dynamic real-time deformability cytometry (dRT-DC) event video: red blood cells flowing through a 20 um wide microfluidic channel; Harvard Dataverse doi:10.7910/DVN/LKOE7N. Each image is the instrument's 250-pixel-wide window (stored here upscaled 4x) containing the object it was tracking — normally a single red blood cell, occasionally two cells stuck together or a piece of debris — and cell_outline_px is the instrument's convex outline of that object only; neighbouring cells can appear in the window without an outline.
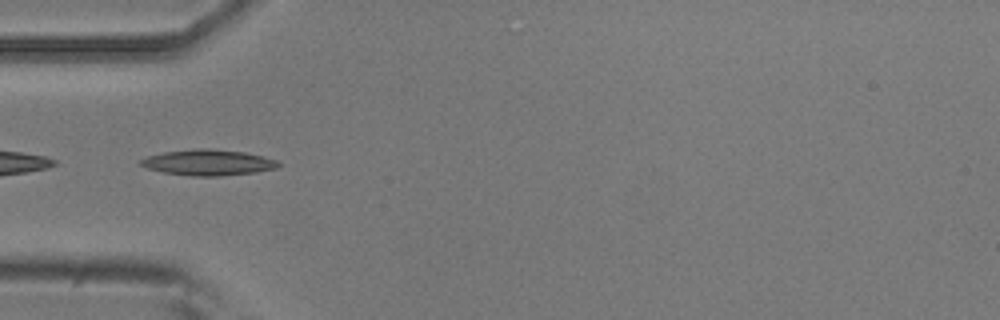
{"species": "common noctule bat (a hibernating species)", "species_latin": "Nyctalus noctula", "temperature_condition": "room temperature", "stored_images_in_passage": 41, "camera_frame_rate_fps": 3000, "um_per_image_px": 0.085, "animal": {"sex": "male", "body_mass_g": 20.5, "forearm_length_mm": 52.5}, "frame": {"image": 1, "passage_image": 4, "time_ms": 1.0, "image_size_px": [1000, 320], "cell_outline_px": [[280, 164], [276, 168], [256, 172], [220, 176], [192, 176], [164, 172], [148, 168], [140, 164], [140, 160], [148, 156], [164, 152], [196, 148], [208, 148], [244, 152], [264, 156], [276, 160]], "centroid_in_image_um": [17.71, 13.81], "position_along_channel_um": 67.3, "area_um2": 20.58}}
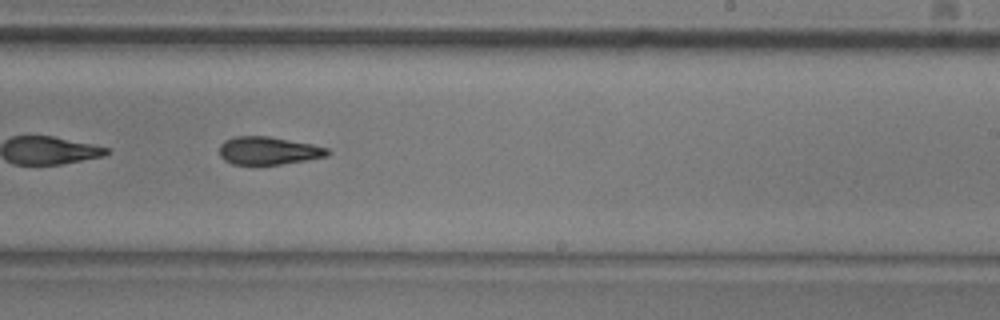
{"frame": {"image": 2, "passage_image": 20, "time_ms": 6.333, "image_size_px": [1000, 320], "cell_outline_px": [[332, 152], [328, 156], [280, 164], [232, 164], [224, 160], [220, 156], [220, 144], [224, 140], [232, 136], [268, 136], [312, 144], [328, 148]], "centroid_in_image_um": [22.8, 12.79], "position_along_channel_um": 266.2, "area_um2": 17.57}}
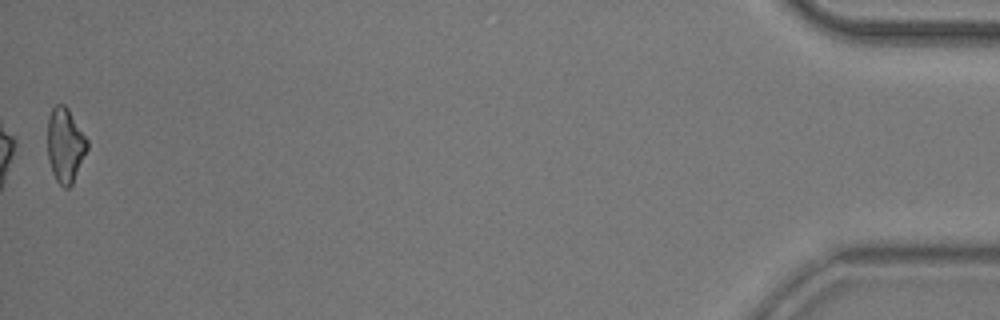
{"frame": {"image": 3, "passage_image": 41, "time_ms": 13.333, "image_size_px": [1000, 320], "cell_outline_px": [[88, 148], [72, 184], [68, 188], [64, 188], [56, 180], [52, 172], [48, 160], [48, 116], [52, 108], [56, 104], [64, 104], [68, 108], [88, 140]], "centroid_in_image_um": [5.54, 12.33], "position_along_channel_um": 429.7, "area_um2": 17.22}, "authors_computed_cell_mechanics": {"area_um2": 18.1492, "velocity_mm_per_s": 3.7144, "shape_relaxation_time_tau1_ms": 5.0514, "shape_relaxation_time_tau2_ms": 2.943, "deformation_change_tau1": 0.1591, "deformation_change_tau2": 0.1053}}